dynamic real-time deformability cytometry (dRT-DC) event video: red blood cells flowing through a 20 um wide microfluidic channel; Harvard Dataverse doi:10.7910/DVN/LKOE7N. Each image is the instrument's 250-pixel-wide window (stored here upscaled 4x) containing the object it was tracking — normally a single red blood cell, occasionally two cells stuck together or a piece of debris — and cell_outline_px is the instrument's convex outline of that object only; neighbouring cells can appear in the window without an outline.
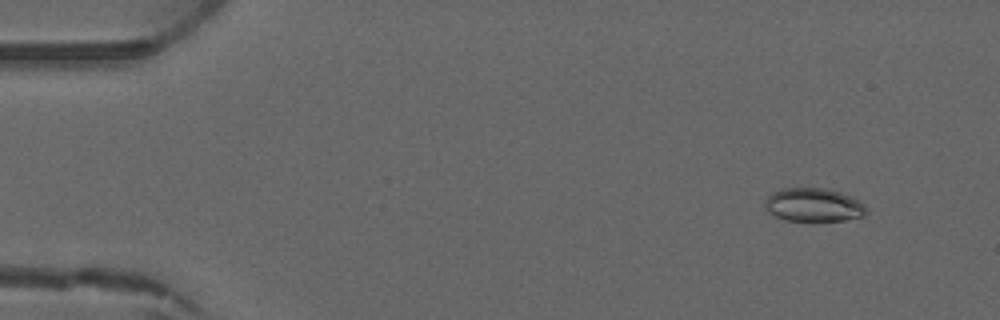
{"species": "common noctule bat (a hibernating species)", "species_latin": "Nyctalus noctula", "temperature_condition": "warm", "stored_images_in_passage": 4, "camera_frame_rate_fps": 3000, "um_per_image_px": 0.085, "animal": {"sex": "male", "forearm_length_mm": 52.5}, "frame": {"image": 1, "passage_image": 2, "time_ms": 1.333, "image_size_px": [1000, 320], "cell_outline_px": [[864, 216], [844, 220], [816, 224], [808, 224], [784, 220], [768, 212], [764, 208], [764, 200], [772, 192], [784, 188], [824, 188], [840, 192], [864, 204]], "centroid_in_image_um": [69.08, 17.48], "position_along_channel_um": 15.9, "area_um2": 20.46}}